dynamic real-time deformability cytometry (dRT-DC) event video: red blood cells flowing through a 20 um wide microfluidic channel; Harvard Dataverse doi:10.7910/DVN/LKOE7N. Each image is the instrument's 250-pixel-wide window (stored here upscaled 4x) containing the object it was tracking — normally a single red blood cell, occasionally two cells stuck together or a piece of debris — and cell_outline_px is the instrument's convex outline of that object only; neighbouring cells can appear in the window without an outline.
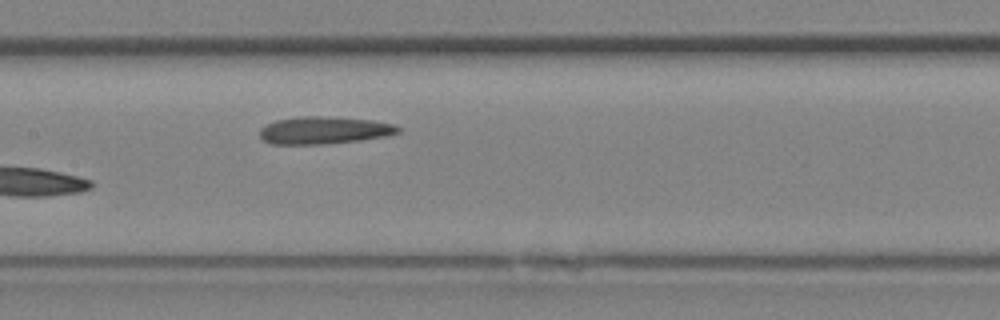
{"species": "Egyptian fruit bat (a non-hibernating species)", "species_latin": "Rousettus aegyptiacus", "temperature_condition": "room temperature", "stored_images_in_passage": 12, "camera_frame_rate_fps": 3000, "um_per_image_px": 0.085, "animal": {"sex": "female"}, "frame": {"image": 1, "passage_image": 12, "time_ms": 3.667, "image_size_px": [1000, 320], "cell_outline_px": [[400, 132], [384, 136], [360, 140], [324, 144], [272, 144], [264, 140], [260, 136], [260, 128], [276, 120], [300, 116], [324, 116], [372, 120], [396, 124], [400, 128]], "centroid_in_image_um": [27.55, 11.07], "position_along_channel_um": 179.8, "area_um2": 22.02}}